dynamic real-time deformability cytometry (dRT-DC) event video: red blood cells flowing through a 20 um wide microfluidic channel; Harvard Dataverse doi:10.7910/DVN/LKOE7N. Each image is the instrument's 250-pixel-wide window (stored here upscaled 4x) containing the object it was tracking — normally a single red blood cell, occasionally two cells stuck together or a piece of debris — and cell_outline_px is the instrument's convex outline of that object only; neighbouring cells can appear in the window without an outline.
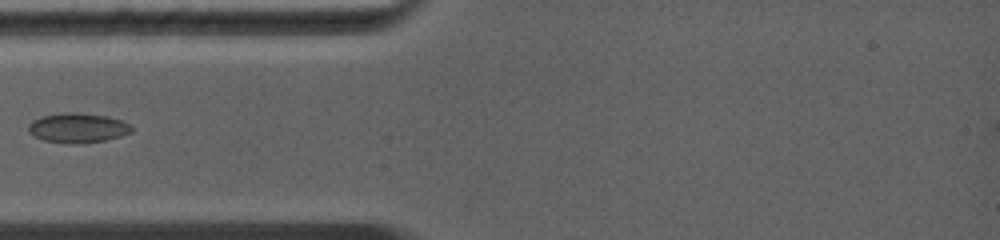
{"species": "common noctule bat (a hibernating species)", "species_latin": "Nyctalus noctula", "temperature_condition": "warm", "stored_images_in_passage": 13, "camera_frame_rate_fps": 5000, "um_per_image_px": 0.085, "animal": {"sex": "female", "body_mass_g": 19.0, "forearm_length_mm": 56.7}, "frame": {"image": 1, "passage_image": 5, "time_ms": 3.0, "image_size_px": [1000, 240], "cell_outline_px": [[132, 132], [120, 136], [104, 140], [76, 144], [64, 144], [44, 140], [28, 132], [28, 124], [32, 120], [40, 116], [64, 112], [80, 112], [108, 116], [132, 124]], "centroid_in_image_um": [6.6, 10.86], "position_along_channel_um": 78.4, "area_um2": 18.09}}
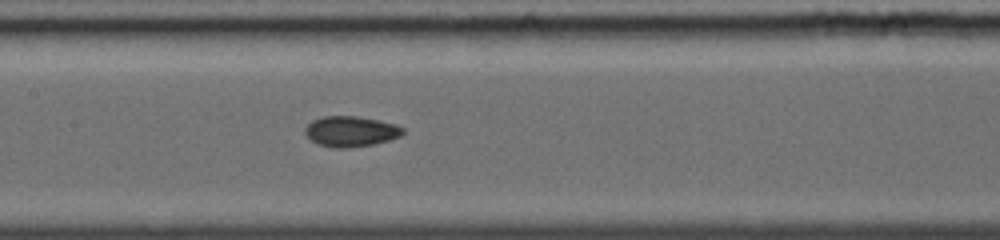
{"frame": {"image": 2, "passage_image": 8, "time_ms": 5.2, "image_size_px": [1000, 240], "cell_outline_px": [[404, 132], [400, 136], [388, 140], [372, 144], [344, 148], [336, 148], [320, 144], [312, 140], [304, 132], [304, 128], [312, 120], [320, 116], [356, 116], [396, 124], [404, 128]], "centroid_in_image_um": [29.8, 11.15], "position_along_channel_um": 177.6, "area_um2": 17.17}}
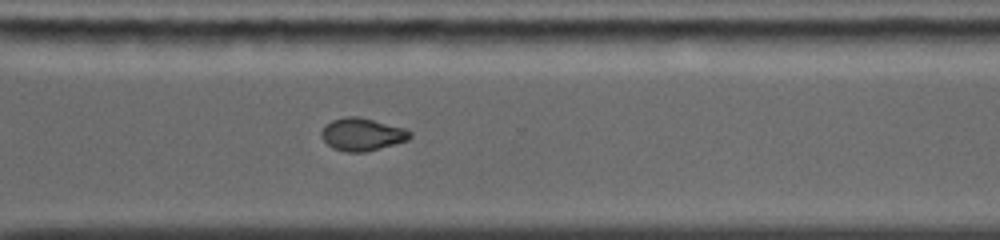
{"frame": {"image": 3, "passage_image": 13, "time_ms": 8.8, "image_size_px": [1000, 240], "cell_outline_px": [[412, 136], [408, 140], [364, 152], [344, 152], [332, 148], [320, 136], [320, 132], [324, 124], [332, 120], [344, 116], [356, 116], [404, 128], [412, 132]], "centroid_in_image_um": [30.73, 11.42], "position_along_channel_um": 339.9, "area_um2": 16.82}}